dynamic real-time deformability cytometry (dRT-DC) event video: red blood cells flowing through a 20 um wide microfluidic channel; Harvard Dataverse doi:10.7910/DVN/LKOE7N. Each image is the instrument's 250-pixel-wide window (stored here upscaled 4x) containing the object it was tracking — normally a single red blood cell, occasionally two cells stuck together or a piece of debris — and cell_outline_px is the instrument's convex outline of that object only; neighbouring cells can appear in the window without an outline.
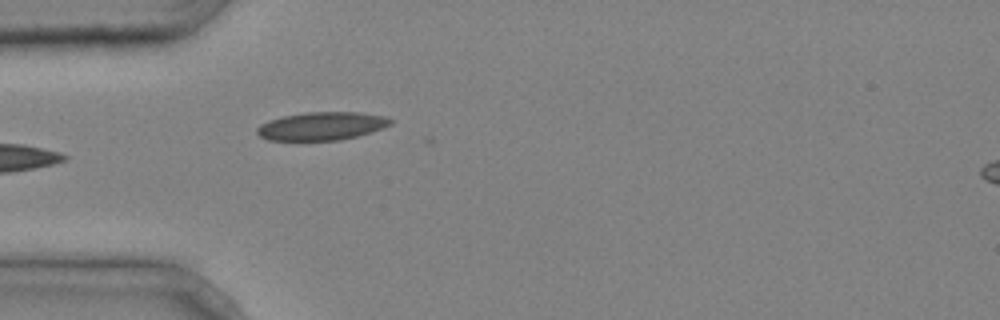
{"species": "common noctule bat (a hibernating species)", "species_latin": "Nyctalus noctula", "temperature_condition": "cold", "stored_images_in_passage": 3, "camera_frame_rate_fps": 3000, "um_per_image_px": 0.085, "animal": {"sex": "male", "body_mass_g": 20.4}, "frame": {"image": 1, "passage_image": 3, "time_ms": 0.667, "image_size_px": [1000, 320], "cell_outline_px": [[392, 124], [356, 136], [340, 140], [268, 140], [260, 136], [256, 132], [256, 128], [260, 124], [268, 120], [284, 116], [308, 112], [360, 112], [388, 116], [392, 120]], "centroid_in_image_um": [27.33, 10.71], "position_along_channel_um": 57.7, "area_um2": 21.79}}